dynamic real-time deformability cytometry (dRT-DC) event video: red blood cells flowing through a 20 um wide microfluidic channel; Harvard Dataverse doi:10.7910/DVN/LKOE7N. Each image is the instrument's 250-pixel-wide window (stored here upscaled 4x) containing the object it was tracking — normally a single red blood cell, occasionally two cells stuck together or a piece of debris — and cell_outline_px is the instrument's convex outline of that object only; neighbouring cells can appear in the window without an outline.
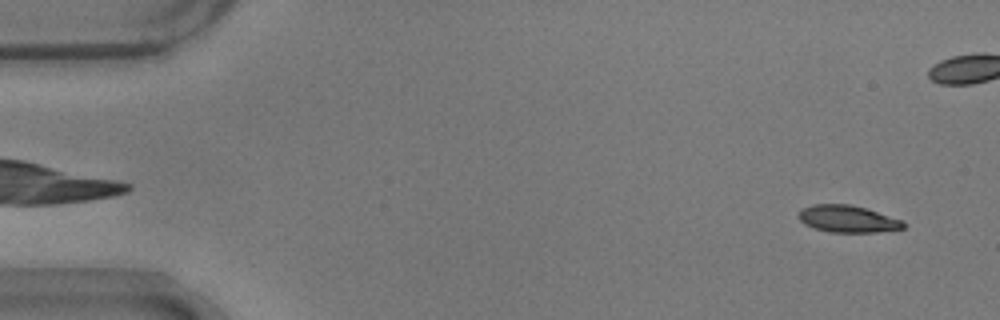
{"species": "common noctule bat (a hibernating species)", "species_latin": "Nyctalus noctula", "temperature_condition": "warm", "stored_images_in_passage": 32, "camera_frame_rate_fps": 3000, "um_per_image_px": 0.085, "animal": {"sex": "male", "body_mass_g": 17.9}, "frame": {"image": 1, "passage_image": 3, "time_ms": 0.667, "image_size_px": [1000, 320], "cell_outline_px": [[908, 224], [904, 228], [876, 232], [832, 232], [816, 228], [804, 224], [796, 216], [800, 208], [812, 204], [852, 204], [868, 208], [904, 220]], "centroid_in_image_um": [72.07, 18.58], "position_along_channel_um": 12.9, "area_um2": 16.88}}
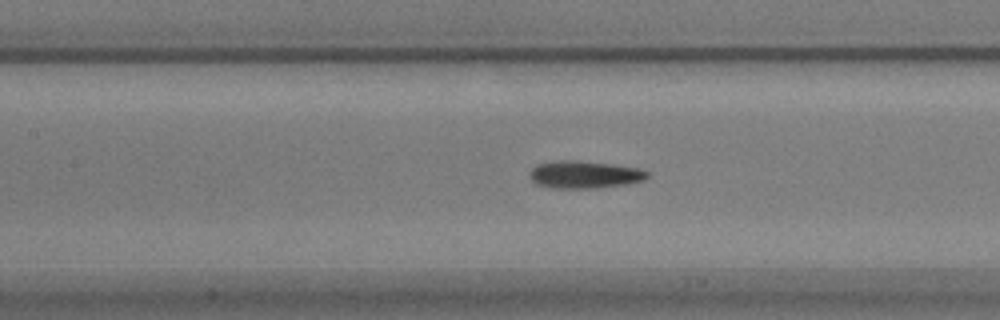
{"frame": {"image": 2, "passage_image": 24, "time_ms": 7.667, "image_size_px": [1000, 320], "cell_outline_px": [[648, 176], [644, 180], [628, 184], [596, 188], [552, 188], [536, 184], [528, 176], [528, 172], [536, 164], [560, 160], [576, 160], [612, 164], [640, 168], [648, 172]], "centroid_in_image_um": [49.66, 14.84], "position_along_channel_um": 157.7, "area_um2": 19.02}}
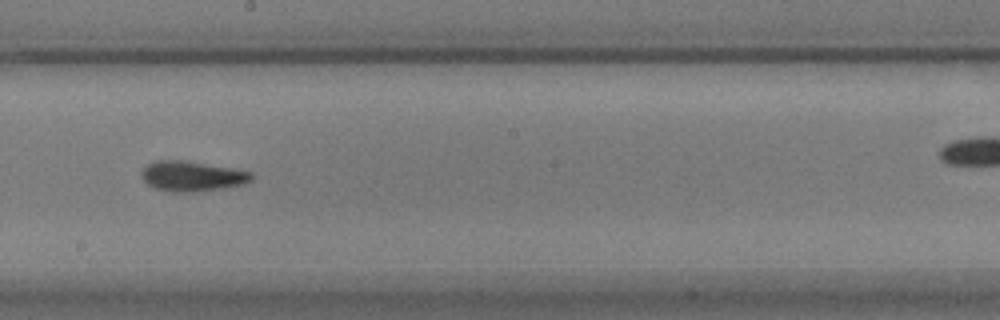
{"frame": {"image": 3, "passage_image": 30, "time_ms": 9.667, "image_size_px": [1000, 320], "cell_outline_px": [[252, 180], [244, 184], [220, 188], [192, 192], [176, 192], [156, 188], [148, 184], [140, 176], [140, 172], [148, 164], [156, 160], [188, 160], [232, 168], [252, 172]], "centroid_in_image_um": [16.31, 14.95], "position_along_channel_um": 231.9, "area_um2": 19.25}}